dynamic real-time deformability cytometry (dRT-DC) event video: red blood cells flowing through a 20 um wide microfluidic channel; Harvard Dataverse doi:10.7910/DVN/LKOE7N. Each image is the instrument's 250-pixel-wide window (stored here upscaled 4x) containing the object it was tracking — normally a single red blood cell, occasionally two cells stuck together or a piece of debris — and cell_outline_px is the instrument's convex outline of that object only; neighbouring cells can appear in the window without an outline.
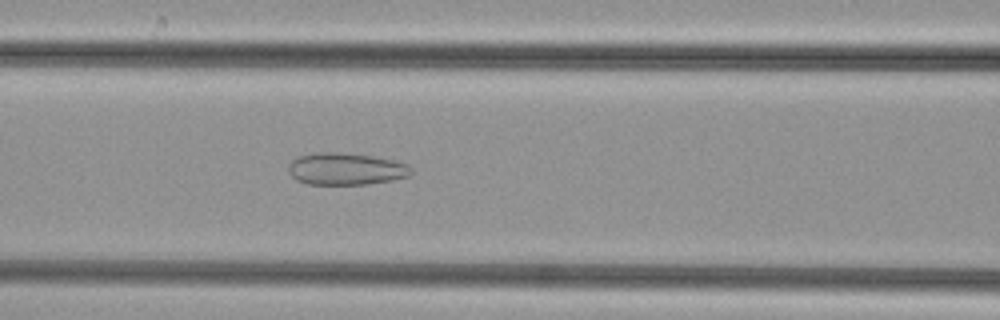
{"species": "common noctule bat (a hibernating species)", "species_latin": "Nyctalus noctula", "temperature_condition": "cold", "stored_images_in_passage": 33, "camera_frame_rate_fps": 3000, "um_per_image_px": 0.085, "animal": {"sex": "female", "body_mass_g": 29.2, "forearm_length_mm": 56.3}, "frame": {"image": 1, "passage_image": 14, "time_ms": 4.333, "image_size_px": [1000, 320], "cell_outline_px": [[412, 172], [408, 176], [392, 180], [368, 184], [308, 184], [296, 180], [288, 172], [288, 164], [296, 156], [316, 152], [336, 152], [376, 156], [396, 160], [408, 164], [412, 168]], "centroid_in_image_um": [29.39, 14.34], "position_along_channel_um": 137.2, "area_um2": 23.24}}
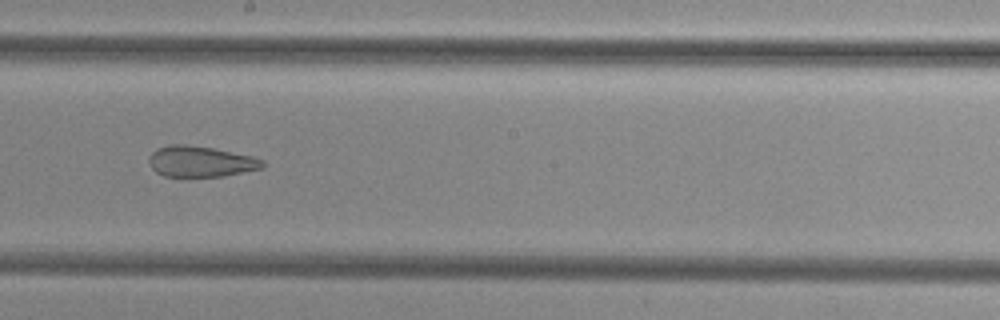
{"frame": {"image": 2, "passage_image": 21, "time_ms": 6.667, "image_size_px": [1000, 320], "cell_outline_px": [[264, 168], [224, 176], [164, 176], [156, 172], [152, 168], [148, 160], [148, 156], [156, 148], [168, 144], [184, 144], [212, 148], [252, 156], [264, 160]], "centroid_in_image_um": [17.04, 13.72], "position_along_channel_um": 231.2, "area_um2": 20.46}}
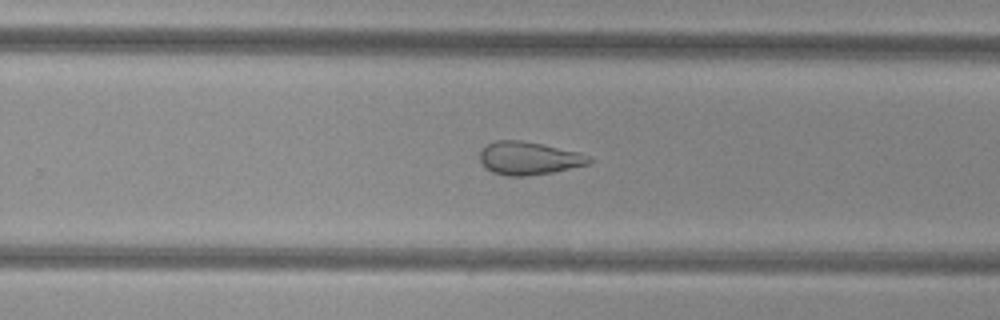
{"frame": {"image": 3, "passage_image": 25, "time_ms": 8.0, "image_size_px": [1000, 320], "cell_outline_px": [[592, 160], [588, 164], [552, 172], [528, 176], [504, 176], [492, 172], [480, 160], [480, 152], [488, 144], [496, 140], [520, 140], [580, 152], [592, 156]], "centroid_in_image_um": [44.97, 13.45], "position_along_channel_um": 284.8, "area_um2": 20.87}}